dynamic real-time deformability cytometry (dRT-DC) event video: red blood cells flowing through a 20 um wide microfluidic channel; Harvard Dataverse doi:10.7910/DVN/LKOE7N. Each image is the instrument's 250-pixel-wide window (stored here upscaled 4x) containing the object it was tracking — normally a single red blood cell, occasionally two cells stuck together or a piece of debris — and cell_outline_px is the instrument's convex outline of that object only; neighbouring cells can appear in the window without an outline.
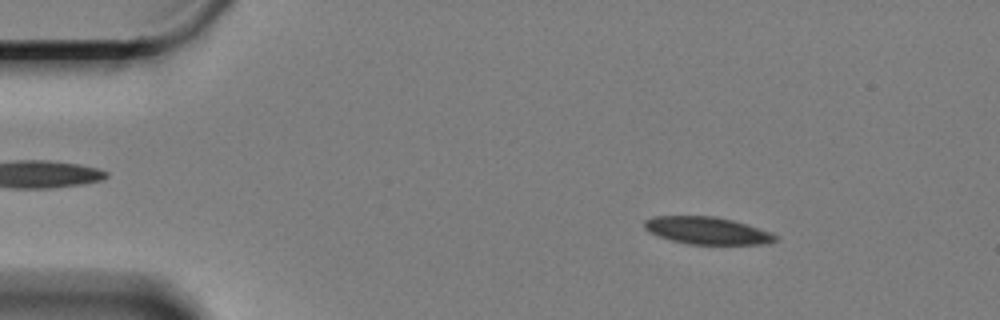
{"species": "Egyptian fruit bat (a non-hibernating species)", "species_latin": "Rousettus aegyptiacus", "temperature_condition": "cold", "stored_images_in_passage": 12, "camera_frame_rate_fps": 3000, "um_per_image_px": 0.085, "animal": {"sex": "female"}, "frame": {"image": 1, "passage_image": 8, "time_ms": 2.333, "image_size_px": [1000, 320], "cell_outline_px": [[780, 236], [776, 240], [768, 244], [688, 244], [672, 240], [648, 232], [644, 228], [644, 220], [652, 216], [712, 216], [732, 220], [772, 232]], "centroid_in_image_um": [60.12, 19.6], "position_along_channel_um": 24.9, "area_um2": 20.87}}